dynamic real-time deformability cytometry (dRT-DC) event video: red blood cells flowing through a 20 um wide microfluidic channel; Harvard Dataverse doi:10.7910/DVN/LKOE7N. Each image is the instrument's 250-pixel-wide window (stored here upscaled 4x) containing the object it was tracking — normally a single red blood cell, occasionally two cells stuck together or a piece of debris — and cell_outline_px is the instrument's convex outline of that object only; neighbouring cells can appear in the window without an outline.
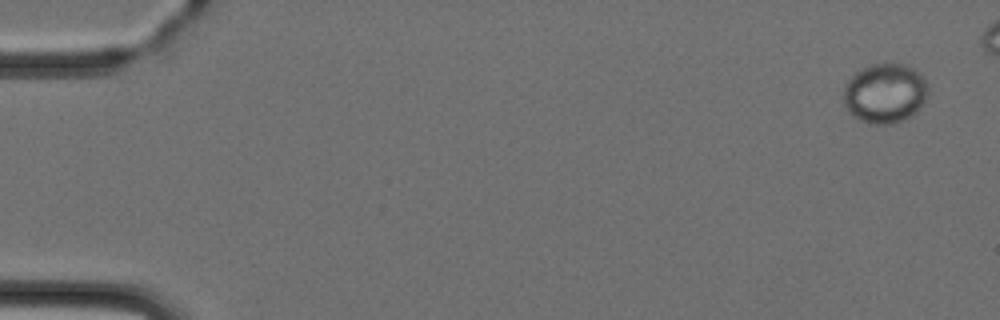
{"species": "Egyptian fruit bat (a non-hibernating species)", "species_latin": "Rousettus aegyptiacus", "temperature_condition": "cold", "stored_images_in_passage": 5, "camera_frame_rate_fps": 3000, "um_per_image_px": 0.085, "animal": {"sex": "female"}, "frame": {"image": 1, "passage_image": 1, "time_ms": 0.0, "image_size_px": [1000, 320], "cell_outline_px": [[928, 96], [916, 112], [912, 116], [892, 124], [872, 124], [860, 120], [852, 116], [848, 112], [844, 104], [844, 84], [856, 72], [872, 64], [904, 64], [912, 68], [928, 84]], "centroid_in_image_um": [75.21, 7.95], "position_along_channel_um": 9.8, "area_um2": 29.36}}